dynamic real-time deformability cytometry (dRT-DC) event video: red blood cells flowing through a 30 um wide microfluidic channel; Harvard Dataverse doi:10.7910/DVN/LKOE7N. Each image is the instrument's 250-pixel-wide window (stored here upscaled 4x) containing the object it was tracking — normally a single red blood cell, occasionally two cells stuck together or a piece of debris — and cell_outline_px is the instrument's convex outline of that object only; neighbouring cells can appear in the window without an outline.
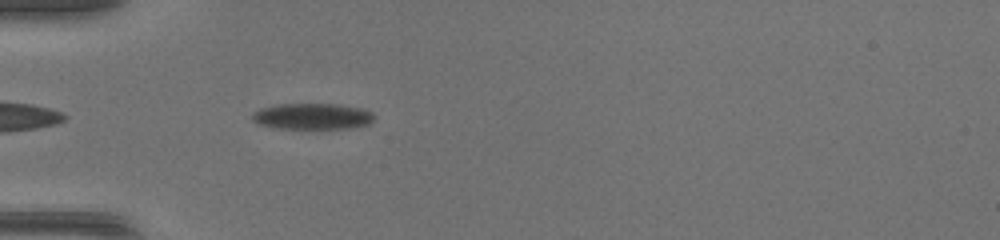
{"species": "common noctule bat (a hibernating species)", "species_latin": "Nyctalus noctula", "temperature_condition": "warm", "stored_images_in_passage": 38, "camera_frame_rate_fps": 3000, "um_per_image_px": 0.085, "animal": {"sex": "female", "body_mass_g": 17.0, "forearm_length_mm": 48.0}, "frame": {"image": 1, "passage_image": 2, "time_ms": 0.333, "image_size_px": [1000, 240], "cell_outline_px": [[372, 120], [364, 124], [340, 128], [280, 128], [260, 124], [252, 116], [256, 112], [264, 108], [284, 104], [332, 104], [356, 108], [368, 112], [372, 116]], "centroid_in_image_um": [26.5, 9.89], "position_along_channel_um": 58.5, "area_um2": 17.28}}
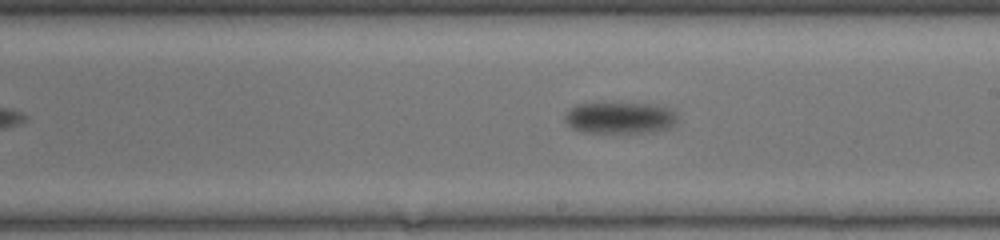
{"frame": {"image": 2, "passage_image": 16, "time_ms": 5.0, "image_size_px": [1000, 240], "cell_outline_px": [[672, 120], [668, 124], [660, 128], [636, 132], [584, 132], [572, 128], [568, 120], [568, 112], [572, 108], [580, 104], [644, 104], [660, 108], [672, 112]], "centroid_in_image_um": [52.52, 10.02], "position_along_channel_um": 236.5, "area_um2": 18.61}}
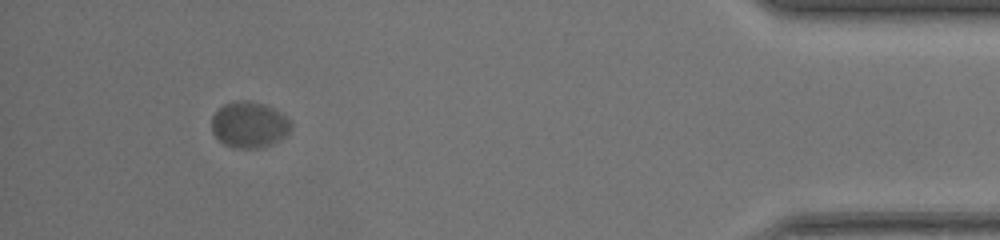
{"frame": {"image": 3, "passage_image": 34, "time_ms": 11.0, "image_size_px": [1000, 240], "cell_outline_px": [[292, 124], [288, 132], [284, 136], [268, 144], [256, 148], [236, 148], [224, 144], [212, 132], [212, 116], [224, 104], [240, 100], [244, 100], [260, 104], [272, 108], [280, 112]], "centroid_in_image_um": [21.14, 10.6], "position_along_channel_um": 414.1, "area_um2": 20.63}}